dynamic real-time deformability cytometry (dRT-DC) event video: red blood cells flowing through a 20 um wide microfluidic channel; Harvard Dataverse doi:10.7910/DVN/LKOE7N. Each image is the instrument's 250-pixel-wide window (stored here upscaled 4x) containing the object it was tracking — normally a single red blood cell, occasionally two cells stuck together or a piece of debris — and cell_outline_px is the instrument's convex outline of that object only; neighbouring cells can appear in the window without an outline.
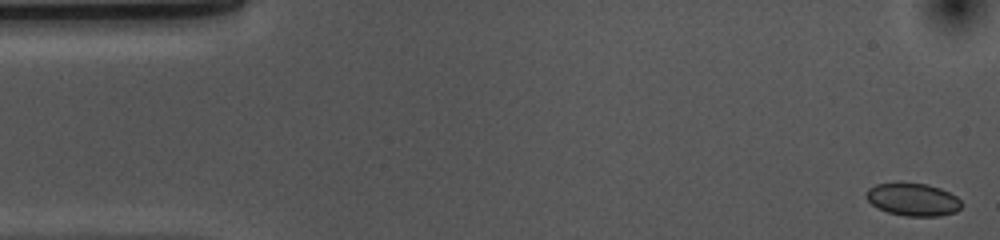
{"species": "common noctule bat (a hibernating species)", "species_latin": "Nyctalus noctula", "temperature_condition": "cold", "stored_images_in_passage": 53, "camera_frame_rate_fps": 3000, "um_per_image_px": 0.085, "animal": {"sex": "female", "body_mass_g": 10.0, "forearm_length_mm": 53.1}, "frame": {"image": 1, "passage_image": 1, "time_ms": 0.0, "image_size_px": [1000, 240], "cell_outline_px": [[960, 208], [956, 212], [940, 216], [904, 216], [888, 212], [876, 208], [864, 196], [864, 192], [868, 188], [876, 184], [928, 184], [940, 188], [956, 196], [960, 200]], "centroid_in_image_um": [77.57, 16.98], "position_along_channel_um": 7.4, "area_um2": 18.03}}
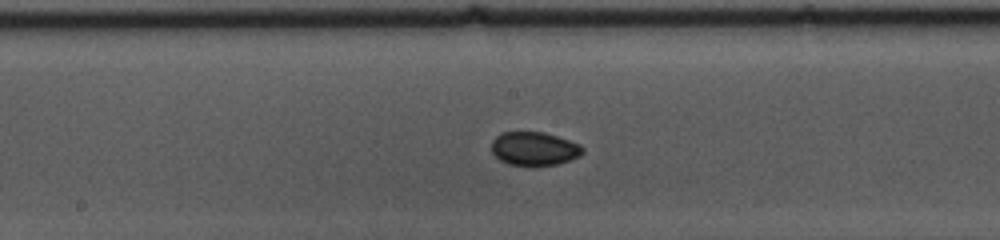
{"frame": {"image": 2, "passage_image": 26, "time_ms": 8.333, "image_size_px": [1000, 240], "cell_outline_px": [[584, 152], [580, 156], [556, 164], [528, 168], [508, 164], [500, 160], [492, 152], [492, 140], [500, 132], [544, 132], [580, 144], [584, 148]], "centroid_in_image_um": [45.39, 12.66], "position_along_channel_um": 202.8, "area_um2": 18.21}}
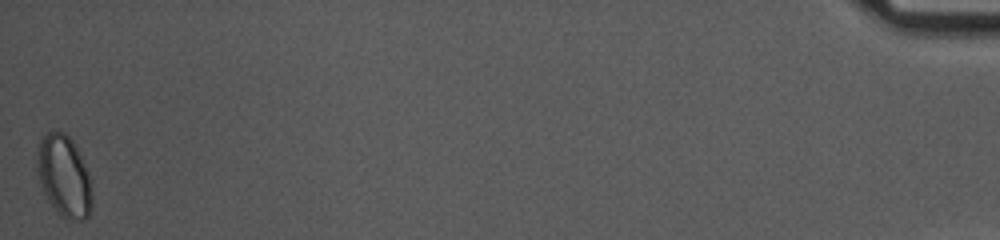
{"frame": {"image": 3, "passage_image": 53, "time_ms": 17.333, "image_size_px": [1000, 240], "cell_outline_px": [[92, 208], [88, 216], [84, 220], [68, 220], [60, 216], [56, 212], [44, 196], [36, 172], [36, 152], [40, 140], [48, 132], [64, 132], [72, 140], [88, 172], [92, 188]], "centroid_in_image_um": [5.42, 15.02], "position_along_channel_um": 429.8, "area_um2": 26.53}}